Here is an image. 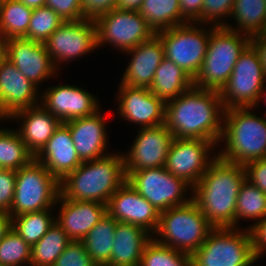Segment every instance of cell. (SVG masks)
<instances>
[{"label": "cell", "instance_id": "cell-24", "mask_svg": "<svg viewBox=\"0 0 266 266\" xmlns=\"http://www.w3.org/2000/svg\"><path fill=\"white\" fill-rule=\"evenodd\" d=\"M125 52L132 54V59L121 78V84L150 88L155 71L165 57L161 40L154 35L150 40Z\"/></svg>", "mask_w": 266, "mask_h": 266}, {"label": "cell", "instance_id": "cell-47", "mask_svg": "<svg viewBox=\"0 0 266 266\" xmlns=\"http://www.w3.org/2000/svg\"><path fill=\"white\" fill-rule=\"evenodd\" d=\"M250 45L257 52L263 72L266 75V37L261 34L250 37Z\"/></svg>", "mask_w": 266, "mask_h": 266}, {"label": "cell", "instance_id": "cell-44", "mask_svg": "<svg viewBox=\"0 0 266 266\" xmlns=\"http://www.w3.org/2000/svg\"><path fill=\"white\" fill-rule=\"evenodd\" d=\"M246 179L266 194V158L247 163Z\"/></svg>", "mask_w": 266, "mask_h": 266}, {"label": "cell", "instance_id": "cell-54", "mask_svg": "<svg viewBox=\"0 0 266 266\" xmlns=\"http://www.w3.org/2000/svg\"><path fill=\"white\" fill-rule=\"evenodd\" d=\"M4 168L2 167V165L0 164V171H2Z\"/></svg>", "mask_w": 266, "mask_h": 266}, {"label": "cell", "instance_id": "cell-4", "mask_svg": "<svg viewBox=\"0 0 266 266\" xmlns=\"http://www.w3.org/2000/svg\"><path fill=\"white\" fill-rule=\"evenodd\" d=\"M253 108L225 109L223 133L225 148L218 156L228 162L245 166L266 158V119L256 116Z\"/></svg>", "mask_w": 266, "mask_h": 266}, {"label": "cell", "instance_id": "cell-18", "mask_svg": "<svg viewBox=\"0 0 266 266\" xmlns=\"http://www.w3.org/2000/svg\"><path fill=\"white\" fill-rule=\"evenodd\" d=\"M41 97L39 103L62 123L94 115L100 110L94 95L74 85L53 86Z\"/></svg>", "mask_w": 266, "mask_h": 266}, {"label": "cell", "instance_id": "cell-13", "mask_svg": "<svg viewBox=\"0 0 266 266\" xmlns=\"http://www.w3.org/2000/svg\"><path fill=\"white\" fill-rule=\"evenodd\" d=\"M44 44L58 70L59 63L74 60L75 57L83 56L97 48L95 21L93 19L64 21Z\"/></svg>", "mask_w": 266, "mask_h": 266}, {"label": "cell", "instance_id": "cell-35", "mask_svg": "<svg viewBox=\"0 0 266 266\" xmlns=\"http://www.w3.org/2000/svg\"><path fill=\"white\" fill-rule=\"evenodd\" d=\"M266 217V194L252 184L248 179L242 183L236 203L235 228L238 220L261 221Z\"/></svg>", "mask_w": 266, "mask_h": 266}, {"label": "cell", "instance_id": "cell-29", "mask_svg": "<svg viewBox=\"0 0 266 266\" xmlns=\"http://www.w3.org/2000/svg\"><path fill=\"white\" fill-rule=\"evenodd\" d=\"M231 17L235 19L238 28L225 23L224 27L253 37L260 35L266 25L265 0H235ZM240 29V30H239Z\"/></svg>", "mask_w": 266, "mask_h": 266}, {"label": "cell", "instance_id": "cell-33", "mask_svg": "<svg viewBox=\"0 0 266 266\" xmlns=\"http://www.w3.org/2000/svg\"><path fill=\"white\" fill-rule=\"evenodd\" d=\"M34 158L17 130L0 128V164L4 169L17 171Z\"/></svg>", "mask_w": 266, "mask_h": 266}, {"label": "cell", "instance_id": "cell-49", "mask_svg": "<svg viewBox=\"0 0 266 266\" xmlns=\"http://www.w3.org/2000/svg\"><path fill=\"white\" fill-rule=\"evenodd\" d=\"M143 0H118L117 8L121 10L139 11Z\"/></svg>", "mask_w": 266, "mask_h": 266}, {"label": "cell", "instance_id": "cell-46", "mask_svg": "<svg viewBox=\"0 0 266 266\" xmlns=\"http://www.w3.org/2000/svg\"><path fill=\"white\" fill-rule=\"evenodd\" d=\"M181 17L187 22L201 24L203 0H179Z\"/></svg>", "mask_w": 266, "mask_h": 266}, {"label": "cell", "instance_id": "cell-2", "mask_svg": "<svg viewBox=\"0 0 266 266\" xmlns=\"http://www.w3.org/2000/svg\"><path fill=\"white\" fill-rule=\"evenodd\" d=\"M246 179L243 165L218 155L191 189L192 199L214 228H235V210L240 187Z\"/></svg>", "mask_w": 266, "mask_h": 266}, {"label": "cell", "instance_id": "cell-53", "mask_svg": "<svg viewBox=\"0 0 266 266\" xmlns=\"http://www.w3.org/2000/svg\"><path fill=\"white\" fill-rule=\"evenodd\" d=\"M261 35L266 37V25L264 26V30L261 32Z\"/></svg>", "mask_w": 266, "mask_h": 266}, {"label": "cell", "instance_id": "cell-8", "mask_svg": "<svg viewBox=\"0 0 266 266\" xmlns=\"http://www.w3.org/2000/svg\"><path fill=\"white\" fill-rule=\"evenodd\" d=\"M60 181L35 158L16 171L11 217L51 209L58 204Z\"/></svg>", "mask_w": 266, "mask_h": 266}, {"label": "cell", "instance_id": "cell-6", "mask_svg": "<svg viewBox=\"0 0 266 266\" xmlns=\"http://www.w3.org/2000/svg\"><path fill=\"white\" fill-rule=\"evenodd\" d=\"M214 229L193 199L175 206L159 215V223L153 238L158 243L192 255Z\"/></svg>", "mask_w": 266, "mask_h": 266}, {"label": "cell", "instance_id": "cell-45", "mask_svg": "<svg viewBox=\"0 0 266 266\" xmlns=\"http://www.w3.org/2000/svg\"><path fill=\"white\" fill-rule=\"evenodd\" d=\"M252 238L253 252L257 259L266 251V217L255 222L249 228Z\"/></svg>", "mask_w": 266, "mask_h": 266}, {"label": "cell", "instance_id": "cell-36", "mask_svg": "<svg viewBox=\"0 0 266 266\" xmlns=\"http://www.w3.org/2000/svg\"><path fill=\"white\" fill-rule=\"evenodd\" d=\"M139 266H191V256L152 238L145 245Z\"/></svg>", "mask_w": 266, "mask_h": 266}, {"label": "cell", "instance_id": "cell-27", "mask_svg": "<svg viewBox=\"0 0 266 266\" xmlns=\"http://www.w3.org/2000/svg\"><path fill=\"white\" fill-rule=\"evenodd\" d=\"M194 86V79L180 66L164 57L155 71L150 91L165 103Z\"/></svg>", "mask_w": 266, "mask_h": 266}, {"label": "cell", "instance_id": "cell-34", "mask_svg": "<svg viewBox=\"0 0 266 266\" xmlns=\"http://www.w3.org/2000/svg\"><path fill=\"white\" fill-rule=\"evenodd\" d=\"M50 210L51 209H44L14 216L12 217V228L26 243L32 246L36 244L55 223V219L51 216Z\"/></svg>", "mask_w": 266, "mask_h": 266}, {"label": "cell", "instance_id": "cell-41", "mask_svg": "<svg viewBox=\"0 0 266 266\" xmlns=\"http://www.w3.org/2000/svg\"><path fill=\"white\" fill-rule=\"evenodd\" d=\"M45 6L55 11L64 21L86 19L82 13L81 0H46Z\"/></svg>", "mask_w": 266, "mask_h": 266}, {"label": "cell", "instance_id": "cell-3", "mask_svg": "<svg viewBox=\"0 0 266 266\" xmlns=\"http://www.w3.org/2000/svg\"><path fill=\"white\" fill-rule=\"evenodd\" d=\"M126 179L123 154H108L82 162L67 174L60 181V194L71 200L107 204Z\"/></svg>", "mask_w": 266, "mask_h": 266}, {"label": "cell", "instance_id": "cell-38", "mask_svg": "<svg viewBox=\"0 0 266 266\" xmlns=\"http://www.w3.org/2000/svg\"><path fill=\"white\" fill-rule=\"evenodd\" d=\"M31 246L13 229L0 241V263L5 266L30 265Z\"/></svg>", "mask_w": 266, "mask_h": 266}, {"label": "cell", "instance_id": "cell-48", "mask_svg": "<svg viewBox=\"0 0 266 266\" xmlns=\"http://www.w3.org/2000/svg\"><path fill=\"white\" fill-rule=\"evenodd\" d=\"M12 228V217L8 213L0 212V241Z\"/></svg>", "mask_w": 266, "mask_h": 266}, {"label": "cell", "instance_id": "cell-12", "mask_svg": "<svg viewBox=\"0 0 266 266\" xmlns=\"http://www.w3.org/2000/svg\"><path fill=\"white\" fill-rule=\"evenodd\" d=\"M94 21L97 47L109 42L113 47L125 52L155 35L145 18L136 10L112 9Z\"/></svg>", "mask_w": 266, "mask_h": 266}, {"label": "cell", "instance_id": "cell-50", "mask_svg": "<svg viewBox=\"0 0 266 266\" xmlns=\"http://www.w3.org/2000/svg\"><path fill=\"white\" fill-rule=\"evenodd\" d=\"M22 2L24 5H26L28 8L36 9L39 7H44L46 0H17Z\"/></svg>", "mask_w": 266, "mask_h": 266}, {"label": "cell", "instance_id": "cell-1", "mask_svg": "<svg viewBox=\"0 0 266 266\" xmlns=\"http://www.w3.org/2000/svg\"><path fill=\"white\" fill-rule=\"evenodd\" d=\"M224 107L219 91L192 87L165 104V125L174 138L220 143ZM221 117V118H220Z\"/></svg>", "mask_w": 266, "mask_h": 266}, {"label": "cell", "instance_id": "cell-25", "mask_svg": "<svg viewBox=\"0 0 266 266\" xmlns=\"http://www.w3.org/2000/svg\"><path fill=\"white\" fill-rule=\"evenodd\" d=\"M39 104L16 111L9 117V119L21 118L23 120V126L17 132L34 157L46 145L47 141L62 123L47 111L41 103Z\"/></svg>", "mask_w": 266, "mask_h": 266}, {"label": "cell", "instance_id": "cell-15", "mask_svg": "<svg viewBox=\"0 0 266 266\" xmlns=\"http://www.w3.org/2000/svg\"><path fill=\"white\" fill-rule=\"evenodd\" d=\"M173 139L165 124L141 128L130 152L123 155L125 171L165 166Z\"/></svg>", "mask_w": 266, "mask_h": 266}, {"label": "cell", "instance_id": "cell-37", "mask_svg": "<svg viewBox=\"0 0 266 266\" xmlns=\"http://www.w3.org/2000/svg\"><path fill=\"white\" fill-rule=\"evenodd\" d=\"M63 22L64 19L49 7L33 9L25 39L44 43Z\"/></svg>", "mask_w": 266, "mask_h": 266}, {"label": "cell", "instance_id": "cell-43", "mask_svg": "<svg viewBox=\"0 0 266 266\" xmlns=\"http://www.w3.org/2000/svg\"><path fill=\"white\" fill-rule=\"evenodd\" d=\"M118 0H81V9L86 19L95 20L98 16L117 8Z\"/></svg>", "mask_w": 266, "mask_h": 266}, {"label": "cell", "instance_id": "cell-30", "mask_svg": "<svg viewBox=\"0 0 266 266\" xmlns=\"http://www.w3.org/2000/svg\"><path fill=\"white\" fill-rule=\"evenodd\" d=\"M139 12L155 34L187 24L181 17L179 0H143Z\"/></svg>", "mask_w": 266, "mask_h": 266}, {"label": "cell", "instance_id": "cell-19", "mask_svg": "<svg viewBox=\"0 0 266 266\" xmlns=\"http://www.w3.org/2000/svg\"><path fill=\"white\" fill-rule=\"evenodd\" d=\"M6 58L38 87L57 72L45 44L25 38H12L6 42Z\"/></svg>", "mask_w": 266, "mask_h": 266}, {"label": "cell", "instance_id": "cell-42", "mask_svg": "<svg viewBox=\"0 0 266 266\" xmlns=\"http://www.w3.org/2000/svg\"><path fill=\"white\" fill-rule=\"evenodd\" d=\"M16 170L0 171V212L9 213L15 191Z\"/></svg>", "mask_w": 266, "mask_h": 266}, {"label": "cell", "instance_id": "cell-11", "mask_svg": "<svg viewBox=\"0 0 266 266\" xmlns=\"http://www.w3.org/2000/svg\"><path fill=\"white\" fill-rule=\"evenodd\" d=\"M126 181L158 212L189 202L185 192L192 187L183 179L174 176L164 166L139 171H125Z\"/></svg>", "mask_w": 266, "mask_h": 266}, {"label": "cell", "instance_id": "cell-23", "mask_svg": "<svg viewBox=\"0 0 266 266\" xmlns=\"http://www.w3.org/2000/svg\"><path fill=\"white\" fill-rule=\"evenodd\" d=\"M69 127L77 154L82 162L102 158L106 151L107 132L104 117L98 110L94 115L65 122Z\"/></svg>", "mask_w": 266, "mask_h": 266}, {"label": "cell", "instance_id": "cell-17", "mask_svg": "<svg viewBox=\"0 0 266 266\" xmlns=\"http://www.w3.org/2000/svg\"><path fill=\"white\" fill-rule=\"evenodd\" d=\"M119 115L141 125V128L155 127L165 123V102L149 88L120 84L118 91Z\"/></svg>", "mask_w": 266, "mask_h": 266}, {"label": "cell", "instance_id": "cell-10", "mask_svg": "<svg viewBox=\"0 0 266 266\" xmlns=\"http://www.w3.org/2000/svg\"><path fill=\"white\" fill-rule=\"evenodd\" d=\"M191 24L175 26L155 35L161 40L164 56L194 79L203 65L211 29L206 32L200 24Z\"/></svg>", "mask_w": 266, "mask_h": 266}, {"label": "cell", "instance_id": "cell-40", "mask_svg": "<svg viewBox=\"0 0 266 266\" xmlns=\"http://www.w3.org/2000/svg\"><path fill=\"white\" fill-rule=\"evenodd\" d=\"M235 0H203V7L201 11V23L213 22L214 26H224V21L221 22L222 17L231 16L233 4ZM216 20H220L219 23Z\"/></svg>", "mask_w": 266, "mask_h": 266}, {"label": "cell", "instance_id": "cell-51", "mask_svg": "<svg viewBox=\"0 0 266 266\" xmlns=\"http://www.w3.org/2000/svg\"><path fill=\"white\" fill-rule=\"evenodd\" d=\"M7 38L0 32V63L6 58Z\"/></svg>", "mask_w": 266, "mask_h": 266}, {"label": "cell", "instance_id": "cell-5", "mask_svg": "<svg viewBox=\"0 0 266 266\" xmlns=\"http://www.w3.org/2000/svg\"><path fill=\"white\" fill-rule=\"evenodd\" d=\"M211 28L210 40L194 87L221 91L227 83L240 54L250 44V37L224 26Z\"/></svg>", "mask_w": 266, "mask_h": 266}, {"label": "cell", "instance_id": "cell-7", "mask_svg": "<svg viewBox=\"0 0 266 266\" xmlns=\"http://www.w3.org/2000/svg\"><path fill=\"white\" fill-rule=\"evenodd\" d=\"M257 260L249 228H214L191 255V266H251Z\"/></svg>", "mask_w": 266, "mask_h": 266}, {"label": "cell", "instance_id": "cell-20", "mask_svg": "<svg viewBox=\"0 0 266 266\" xmlns=\"http://www.w3.org/2000/svg\"><path fill=\"white\" fill-rule=\"evenodd\" d=\"M38 87L7 58L0 63V114L9 118L21 109L38 105Z\"/></svg>", "mask_w": 266, "mask_h": 266}, {"label": "cell", "instance_id": "cell-16", "mask_svg": "<svg viewBox=\"0 0 266 266\" xmlns=\"http://www.w3.org/2000/svg\"><path fill=\"white\" fill-rule=\"evenodd\" d=\"M106 211L117 222L142 227L150 234L155 233L159 223L160 212L127 181L110 197Z\"/></svg>", "mask_w": 266, "mask_h": 266}, {"label": "cell", "instance_id": "cell-9", "mask_svg": "<svg viewBox=\"0 0 266 266\" xmlns=\"http://www.w3.org/2000/svg\"><path fill=\"white\" fill-rule=\"evenodd\" d=\"M266 75L258 54L249 44L240 54L220 97L224 109L255 108L264 89Z\"/></svg>", "mask_w": 266, "mask_h": 266}, {"label": "cell", "instance_id": "cell-22", "mask_svg": "<svg viewBox=\"0 0 266 266\" xmlns=\"http://www.w3.org/2000/svg\"><path fill=\"white\" fill-rule=\"evenodd\" d=\"M35 159L59 181L82 163L75 149L70 129L65 123L59 125Z\"/></svg>", "mask_w": 266, "mask_h": 266}, {"label": "cell", "instance_id": "cell-52", "mask_svg": "<svg viewBox=\"0 0 266 266\" xmlns=\"http://www.w3.org/2000/svg\"><path fill=\"white\" fill-rule=\"evenodd\" d=\"M265 91V92H264ZM265 96V97H264ZM265 98V99H264ZM266 100V87L262 90L261 96H260V100ZM266 102V101H265Z\"/></svg>", "mask_w": 266, "mask_h": 266}, {"label": "cell", "instance_id": "cell-28", "mask_svg": "<svg viewBox=\"0 0 266 266\" xmlns=\"http://www.w3.org/2000/svg\"><path fill=\"white\" fill-rule=\"evenodd\" d=\"M118 222L107 213L81 240L97 266H108Z\"/></svg>", "mask_w": 266, "mask_h": 266}, {"label": "cell", "instance_id": "cell-26", "mask_svg": "<svg viewBox=\"0 0 266 266\" xmlns=\"http://www.w3.org/2000/svg\"><path fill=\"white\" fill-rule=\"evenodd\" d=\"M153 237L142 227L118 222L108 266H139L145 245Z\"/></svg>", "mask_w": 266, "mask_h": 266}, {"label": "cell", "instance_id": "cell-21", "mask_svg": "<svg viewBox=\"0 0 266 266\" xmlns=\"http://www.w3.org/2000/svg\"><path fill=\"white\" fill-rule=\"evenodd\" d=\"M57 201L61 210L55 222L72 241H81L107 213L106 204L96 201L71 200L61 194Z\"/></svg>", "mask_w": 266, "mask_h": 266}, {"label": "cell", "instance_id": "cell-31", "mask_svg": "<svg viewBox=\"0 0 266 266\" xmlns=\"http://www.w3.org/2000/svg\"><path fill=\"white\" fill-rule=\"evenodd\" d=\"M71 241L66 232L55 222L46 234L31 246L30 266H53Z\"/></svg>", "mask_w": 266, "mask_h": 266}, {"label": "cell", "instance_id": "cell-14", "mask_svg": "<svg viewBox=\"0 0 266 266\" xmlns=\"http://www.w3.org/2000/svg\"><path fill=\"white\" fill-rule=\"evenodd\" d=\"M215 145L218 144L202 139L174 138L164 167L193 188L216 157L208 156Z\"/></svg>", "mask_w": 266, "mask_h": 266}, {"label": "cell", "instance_id": "cell-32", "mask_svg": "<svg viewBox=\"0 0 266 266\" xmlns=\"http://www.w3.org/2000/svg\"><path fill=\"white\" fill-rule=\"evenodd\" d=\"M33 9L17 0H0V32L8 39L25 38Z\"/></svg>", "mask_w": 266, "mask_h": 266}, {"label": "cell", "instance_id": "cell-39", "mask_svg": "<svg viewBox=\"0 0 266 266\" xmlns=\"http://www.w3.org/2000/svg\"><path fill=\"white\" fill-rule=\"evenodd\" d=\"M53 266H97L81 241H71Z\"/></svg>", "mask_w": 266, "mask_h": 266}]
</instances>
